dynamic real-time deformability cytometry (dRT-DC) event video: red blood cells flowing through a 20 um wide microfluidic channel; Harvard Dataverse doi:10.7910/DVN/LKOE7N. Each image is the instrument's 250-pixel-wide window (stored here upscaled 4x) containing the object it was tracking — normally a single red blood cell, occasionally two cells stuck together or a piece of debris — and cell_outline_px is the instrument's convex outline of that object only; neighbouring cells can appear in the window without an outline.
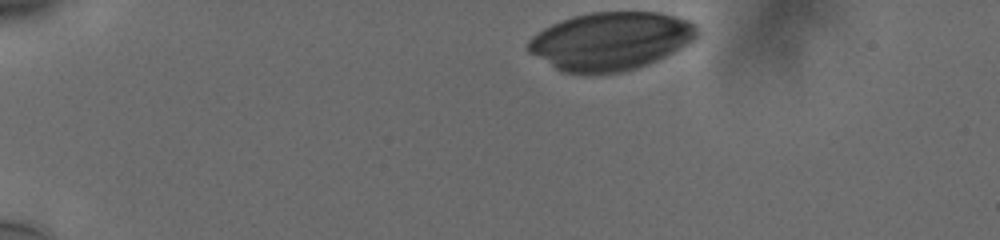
{"species": "human", "species_latin": "Homo sapiens", "temperature_condition": "cold", "stored_images_in_passage": 38, "camera_frame_rate_fps": 3000, "um_per_image_px": 0.085, "donor": {"sex": "male"}, "frame": {"image": 1, "passage_image": 1, "time_ms": 0.0, "image_size_px": [1000, 240], "cell_outline_px": [[700, 32], [688, 44], [648, 64], [624, 72], [564, 72], [556, 68], [528, 52], [528, 40], [536, 32], [560, 20], [572, 16], [592, 12], [660, 12], [688, 20]], "centroid_in_image_um": [51.88, 3.47], "position_along_channel_um": 33.1, "area_um2": 56.53}}
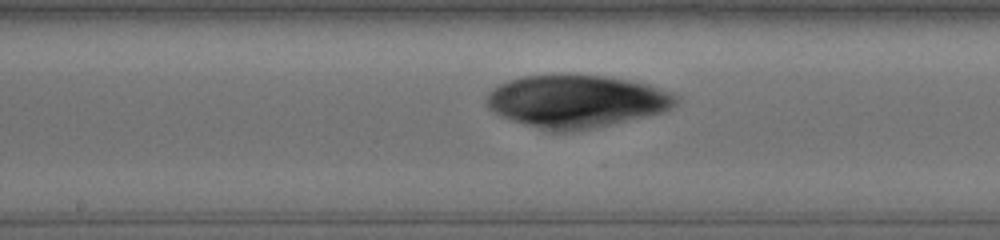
{"frame": {"image": 2, "passage_image": 21, "time_ms": 6.667, "image_size_px": [1000, 240], "cell_outline_px": [[680, 96], [676, 104], [664, 112], [608, 124], [588, 128], [564, 132], [552, 132], [512, 120], [500, 116], [488, 108], [488, 92], [492, 88], [508, 80], [524, 76], [560, 72], [572, 72], [604, 76], [628, 80], [648, 84]], "centroid_in_image_um": [48.97, 8.56], "position_along_channel_um": 199.2, "area_um2": 58.44}}
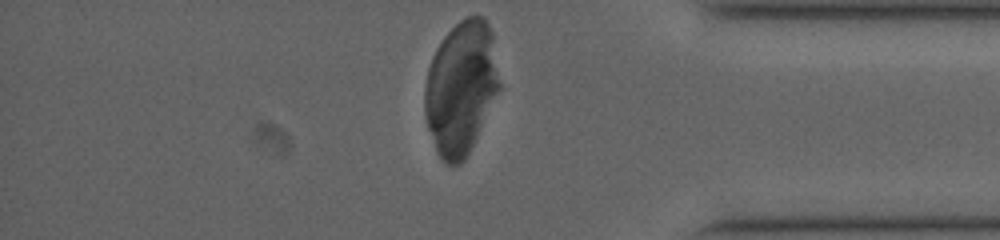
{"frame": {"image": 3, "passage_image": 38, "time_ms": 12.333, "image_size_px": [1000, 240], "cell_outline_px": [[500, 88], [464, 160], [460, 164], [448, 164], [436, 152], [428, 128], [424, 112], [424, 88], [428, 68], [432, 56], [436, 48], [444, 36], [460, 20], [468, 16], [484, 16], [492, 32], [500, 84]], "centroid_in_image_um": [39.16, 7.43], "position_along_channel_um": 396.0, "area_um2": 57.57}}